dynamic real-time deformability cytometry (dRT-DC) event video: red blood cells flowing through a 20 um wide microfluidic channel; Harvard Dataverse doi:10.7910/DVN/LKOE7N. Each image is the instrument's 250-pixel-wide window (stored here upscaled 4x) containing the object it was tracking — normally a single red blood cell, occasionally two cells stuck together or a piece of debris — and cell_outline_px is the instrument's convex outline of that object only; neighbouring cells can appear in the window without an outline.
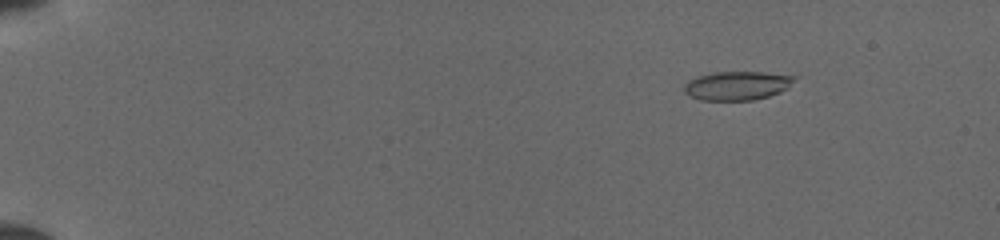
{"species": "common noctule bat (a hibernating species)", "species_latin": "Nyctalus noctula", "temperature_condition": "cold", "stored_images_in_passage": 41, "camera_frame_rate_fps": 3000, "um_per_image_px": 0.085, "animal": {"sex": "female", "body_mass_g": 19.5, "forearm_length_mm": 54.1}, "frame": {"image": 1, "passage_image": 1, "time_ms": 0.0, "image_size_px": [1000, 240], "cell_outline_px": [[796, 76], [788, 88], [780, 92], [768, 96], [752, 100], [700, 100], [684, 92], [684, 84], [688, 80], [696, 76], [716, 72], [764, 72]], "centroid_in_image_um": [62.63, 7.27], "position_along_channel_um": 22.4, "area_um2": 18.44}}
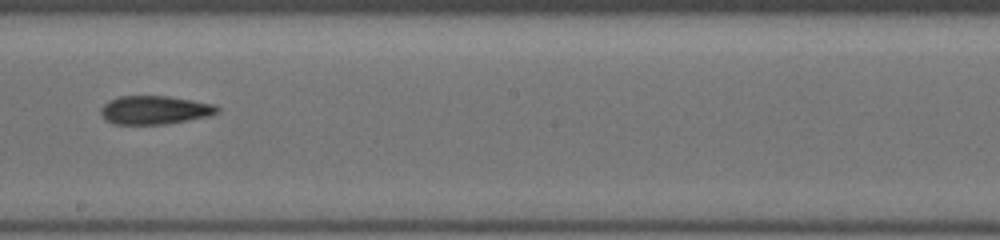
{"frame": {"image": 2, "passage_image": 25, "time_ms": 8.0, "image_size_px": [1000, 240], "cell_outline_px": [[220, 112], [208, 116], [164, 124], [112, 124], [104, 120], [100, 112], [100, 108], [108, 100], [120, 96], [168, 96], [192, 100], [212, 104], [220, 108]], "centroid_in_image_um": [13.1, 9.35], "position_along_channel_um": 235.1, "area_um2": 19.36}}
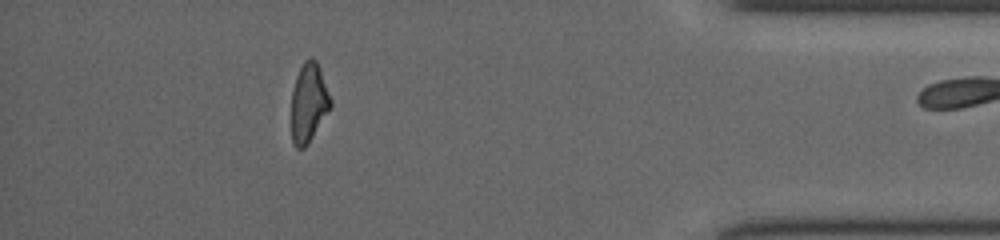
{"frame": {"image": 3, "passage_image": 40, "time_ms": 13.0, "image_size_px": [1000, 240], "cell_outline_px": [[332, 104], [308, 144], [304, 148], [296, 148], [292, 140], [292, 92], [296, 76], [304, 60], [308, 56], [312, 56], [316, 60], [332, 100]], "centroid_in_image_um": [26.23, 8.7], "position_along_channel_um": 409.0, "area_um2": 17.86}}